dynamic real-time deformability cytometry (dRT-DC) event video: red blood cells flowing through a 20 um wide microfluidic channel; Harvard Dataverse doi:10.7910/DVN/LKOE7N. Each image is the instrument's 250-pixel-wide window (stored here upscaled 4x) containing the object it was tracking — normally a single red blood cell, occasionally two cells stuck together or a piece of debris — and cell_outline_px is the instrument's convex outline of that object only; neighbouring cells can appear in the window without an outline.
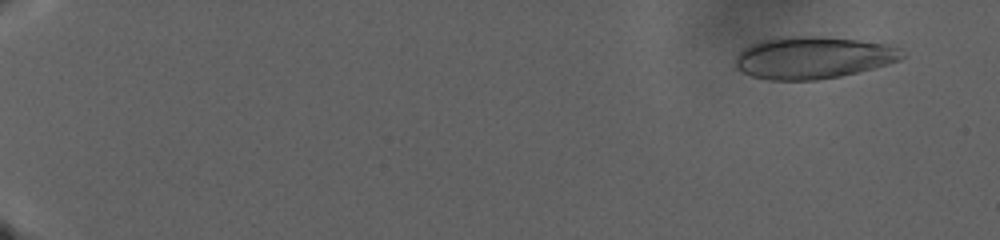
{"species": "human", "species_latin": "Homo sapiens", "temperature_condition": "warm", "stored_images_in_passage": 130, "camera_frame_rate_fps": 3000, "um_per_image_px": 0.085, "donor": {"sex": "male"}, "frame": {"image": 1, "passage_image": 10, "time_ms": 3.0, "image_size_px": [1000, 240], "cell_outline_px": [[904, 56], [900, 60], [888, 64], [840, 76], [816, 80], [768, 80], [752, 76], [740, 72], [736, 68], [736, 56], [744, 48], [760, 40], [776, 36], [820, 36], [856, 40], [884, 44], [900, 48]], "centroid_in_image_um": [69.06, 4.89], "position_along_channel_um": 15.9, "area_um2": 40.92}}
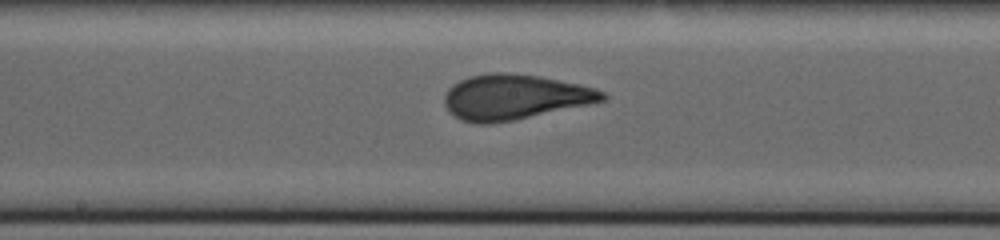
{"frame": {"image": 2, "passage_image": 78, "time_ms": 25.667, "image_size_px": [1000, 240], "cell_outline_px": [[608, 96], [604, 100], [588, 104], [512, 120], [492, 124], [476, 124], [460, 120], [452, 116], [448, 112], [444, 104], [444, 96], [448, 88], [452, 84], [468, 76], [488, 72], [508, 72], [540, 76], [580, 84], [596, 88], [604, 92]], "centroid_in_image_um": [43.67, 8.24], "position_along_channel_um": 204.5, "area_um2": 41.85}}
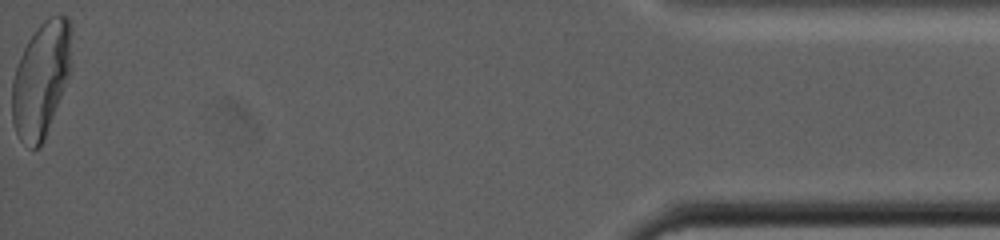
{"frame": {"image": 3, "passage_image": 130, "time_ms": 43.0, "image_size_px": [1000, 240], "cell_outline_px": [[72, 32], [68, 76], [44, 140], [40, 148], [32, 148], [20, 140], [16, 132], [12, 120], [12, 80], [20, 56], [28, 40], [36, 28], [48, 16], [56, 12], [68, 16], [72, 28]], "centroid_in_image_um": [3.49, 6.69], "position_along_channel_um": 431.7, "area_um2": 39.82}}